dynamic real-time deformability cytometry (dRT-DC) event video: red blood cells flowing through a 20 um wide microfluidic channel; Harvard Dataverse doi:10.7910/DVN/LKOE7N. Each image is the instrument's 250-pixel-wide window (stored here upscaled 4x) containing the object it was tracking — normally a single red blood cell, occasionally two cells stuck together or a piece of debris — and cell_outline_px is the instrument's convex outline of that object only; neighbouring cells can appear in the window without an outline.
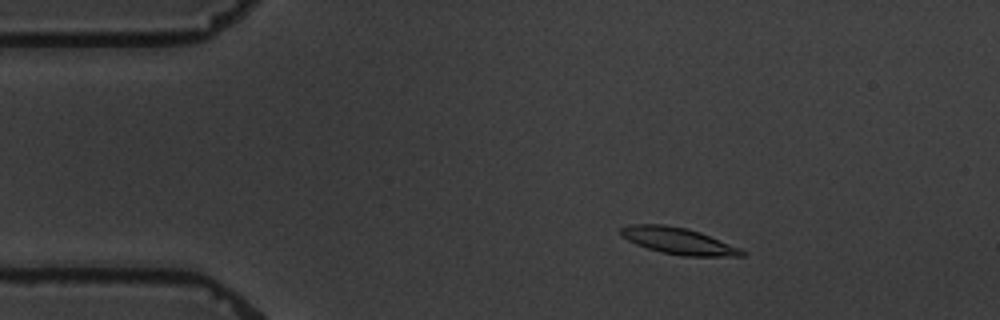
{"species": "common noctule bat (a hibernating species)", "species_latin": "Nyctalus noctula", "temperature_condition": "warm", "stored_images_in_passage": 6, "camera_frame_rate_fps": 3000, "um_per_image_px": 0.085, "animal": {"sex": "male", "body_mass_g": 19.5, "forearm_length_mm": 54.6}, "frame": {"image": 1, "passage_image": 3, "time_ms": 2.667, "image_size_px": [1000, 320], "cell_outline_px": [[748, 252], [744, 256], [680, 256], [660, 252], [636, 244], [620, 236], [620, 228], [628, 224], [664, 224], [688, 228], [700, 232], [740, 248]], "centroid_in_image_um": [57.64, 20.47], "position_along_channel_um": 27.4, "area_um2": 18.9}}
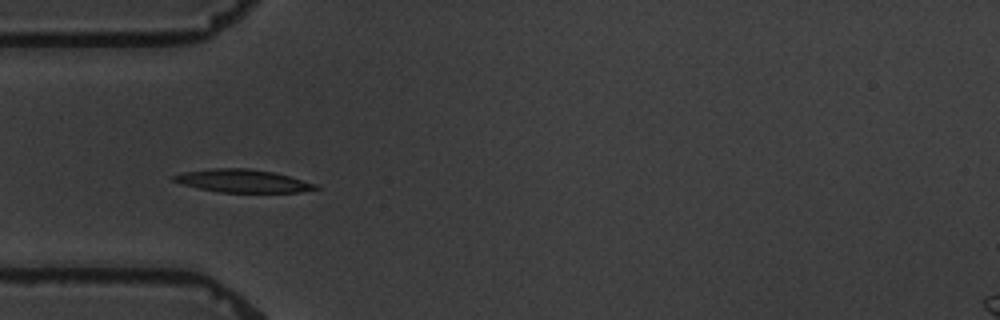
{"frame": {"image": 2, "passage_image": 5, "time_ms": 5.333, "image_size_px": [1000, 320], "cell_outline_px": [[320, 188], [300, 192], [220, 192], [200, 188], [184, 184], [172, 180], [172, 176], [184, 172], [212, 168], [248, 168], [272, 172], [288, 176], [316, 184]], "centroid_in_image_um": [20.63, 15.37], "position_along_channel_um": 64.4, "area_um2": 18.61}}
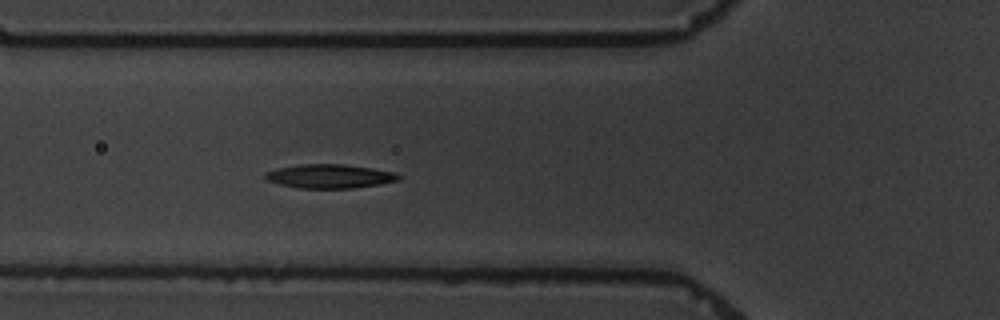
{"frame": {"image": 3, "passage_image": 6, "time_ms": 6.333, "image_size_px": [1000, 320], "cell_outline_px": [[400, 180], [380, 184], [352, 188], [300, 188], [280, 184], [268, 180], [264, 176], [264, 172], [276, 168], [300, 164], [344, 164], [372, 168], [392, 172], [400, 176]], "centroid_in_image_um": [28.0, 14.97], "position_along_channel_um": 97.8, "area_um2": 18.5}}